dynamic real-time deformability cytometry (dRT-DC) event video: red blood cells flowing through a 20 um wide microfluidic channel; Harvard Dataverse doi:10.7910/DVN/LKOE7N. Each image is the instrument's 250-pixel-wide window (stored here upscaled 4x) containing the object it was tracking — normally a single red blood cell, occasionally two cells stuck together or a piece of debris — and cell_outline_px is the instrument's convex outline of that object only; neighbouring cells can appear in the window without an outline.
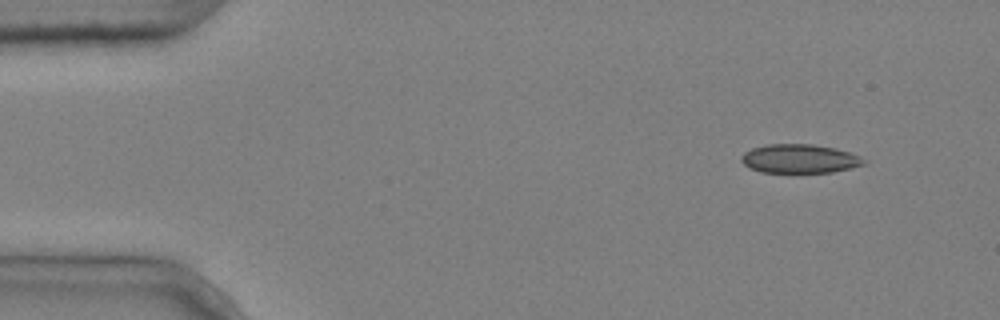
{"species": "common noctule bat (a hibernating species)", "species_latin": "Nyctalus noctula", "temperature_condition": "cold", "stored_images_in_passage": 4, "camera_frame_rate_fps": 3000, "um_per_image_px": 0.085, "animal": {"sex": "male", "body_mass_g": 20.4}, "frame": {"image": 1, "passage_image": 1, "time_ms": 0.0, "image_size_px": [1000, 320], "cell_outline_px": [[868, 164], [852, 168], [832, 172], [760, 172], [748, 168], [740, 160], [740, 156], [744, 152], [752, 148], [768, 144], [812, 144], [836, 148], [848, 152], [868, 160]], "centroid_in_image_um": [67.97, 13.49], "position_along_channel_um": 17.0, "area_um2": 20.81}}
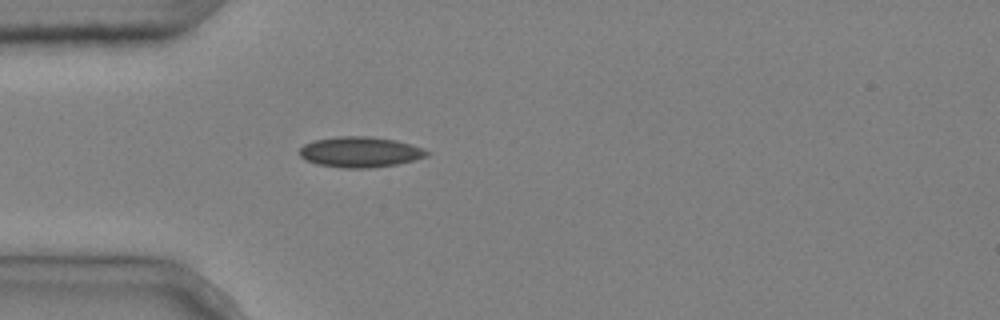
{"frame": {"image": 2, "passage_image": 4, "time_ms": 1.0, "image_size_px": [1000, 320], "cell_outline_px": [[432, 152], [428, 156], [396, 164], [372, 168], [344, 168], [316, 164], [304, 160], [300, 156], [300, 148], [304, 144], [312, 140], [336, 136], [368, 136], [396, 140], [424, 148]], "centroid_in_image_um": [30.6, 12.92], "position_along_channel_um": 54.4, "area_um2": 22.89}}